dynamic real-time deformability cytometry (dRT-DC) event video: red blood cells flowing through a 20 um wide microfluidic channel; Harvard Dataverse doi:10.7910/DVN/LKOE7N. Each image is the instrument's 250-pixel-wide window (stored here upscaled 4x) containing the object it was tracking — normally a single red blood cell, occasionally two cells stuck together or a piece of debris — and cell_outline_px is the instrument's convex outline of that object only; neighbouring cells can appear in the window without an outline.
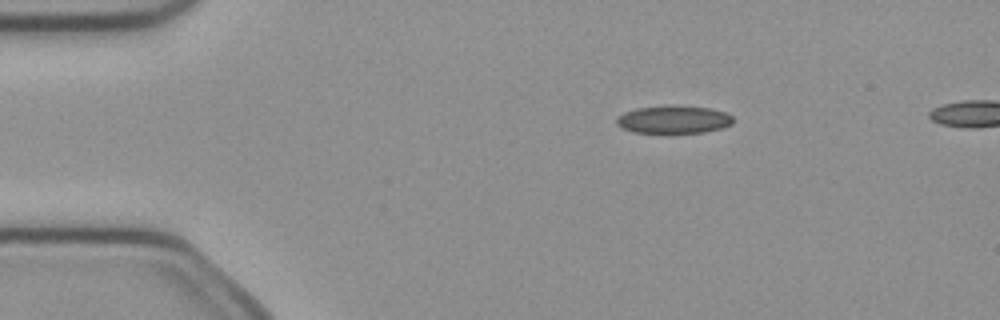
{"species": "common noctule bat (a hibernating species)", "species_latin": "Nyctalus noctula", "temperature_condition": "cold", "stored_images_in_passage": 7, "camera_frame_rate_fps": 3000, "um_per_image_px": 0.085, "animal": {"sex": "female", "body_mass_g": 21.9}, "frame": {"image": 1, "passage_image": 2, "time_ms": 0.333, "image_size_px": [1000, 320], "cell_outline_px": [[732, 124], [720, 128], [704, 132], [632, 132], [620, 128], [616, 124], [616, 120], [624, 112], [636, 108], [672, 104], [712, 108], [724, 112], [732, 116]], "centroid_in_image_um": [57.23, 10.13], "position_along_channel_um": 27.8, "area_um2": 18.96}}
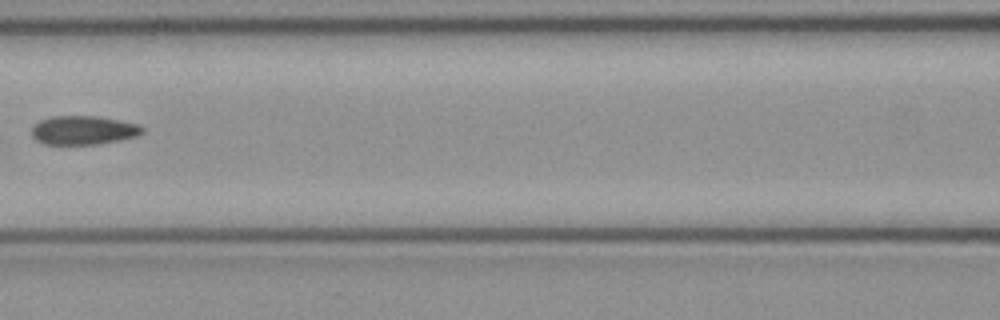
{"frame": {"image": 2, "passage_image": 6, "time_ms": 1.667, "image_size_px": [1000, 320], "cell_outline_px": [[144, 132], [140, 136], [120, 140], [96, 144], [44, 144], [36, 140], [32, 136], [32, 124], [40, 120], [52, 116], [100, 116], [140, 124], [144, 128]], "centroid_in_image_um": [7.12, 11.06], "position_along_channel_um": 159.5, "area_um2": 18.9}}
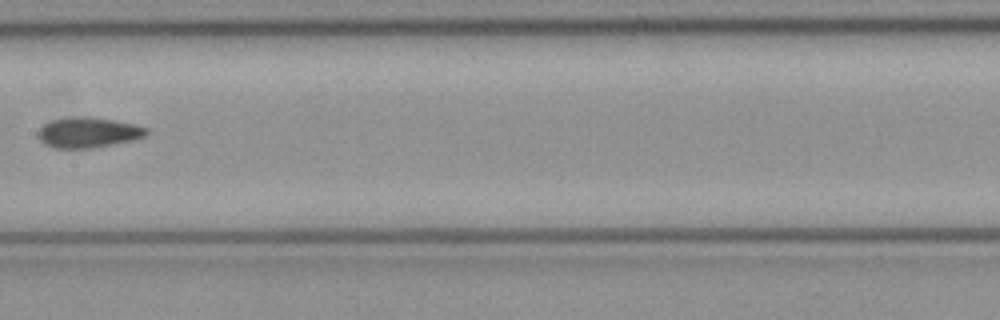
{"frame": {"image": 3, "passage_image": 7, "time_ms": 2.0, "image_size_px": [1000, 320], "cell_outline_px": [[148, 132], [144, 136], [132, 140], [92, 148], [52, 148], [44, 144], [36, 136], [36, 132], [44, 124], [52, 120], [84, 116], [112, 120], [132, 124], [148, 128]], "centroid_in_image_um": [7.44, 11.27], "position_along_channel_um": 200.0, "area_um2": 18.96}}